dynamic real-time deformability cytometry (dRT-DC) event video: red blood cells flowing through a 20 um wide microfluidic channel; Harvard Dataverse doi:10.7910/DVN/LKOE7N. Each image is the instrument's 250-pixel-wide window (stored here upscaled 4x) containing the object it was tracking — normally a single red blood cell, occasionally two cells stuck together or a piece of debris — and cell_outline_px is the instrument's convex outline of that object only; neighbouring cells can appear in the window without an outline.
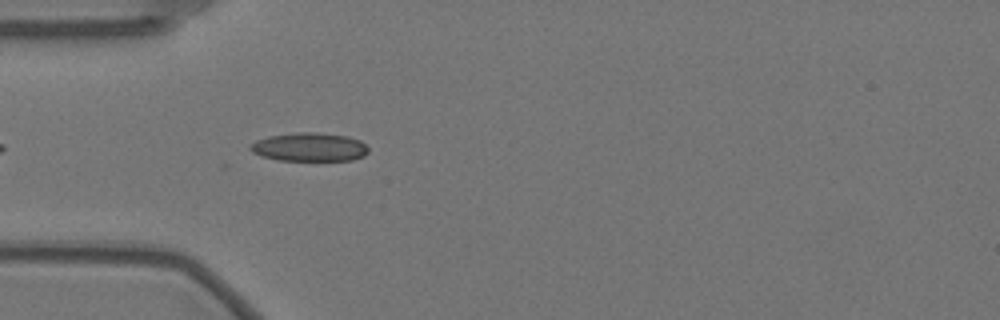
{"species": "Egyptian fruit bat (a non-hibernating species)", "species_latin": "Rousettus aegyptiacus", "temperature_condition": "warm", "stored_images_in_passage": 42, "camera_frame_rate_fps": 3000, "um_per_image_px": 0.085, "animal": {"sex": "female"}, "frame": {"image": 1, "passage_image": 4, "time_ms": 1.0, "image_size_px": [1000, 320], "cell_outline_px": [[368, 152], [364, 156], [352, 160], [280, 160], [260, 156], [252, 152], [248, 148], [248, 144], [256, 140], [268, 136], [300, 132], [316, 132], [348, 136], [360, 140], [368, 148]], "centroid_in_image_um": [26.27, 12.49], "position_along_channel_um": 58.7, "area_um2": 19.77}}
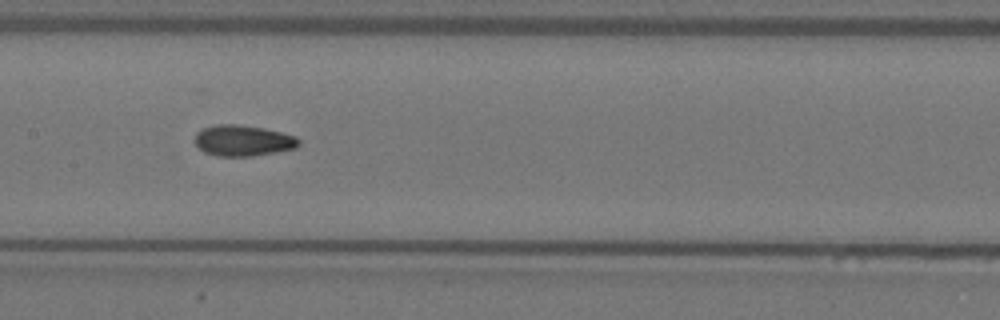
{"frame": {"image": 2, "passage_image": 15, "time_ms": 4.667, "image_size_px": [1000, 320], "cell_outline_px": [[300, 144], [296, 148], [276, 152], [252, 156], [216, 156], [204, 152], [192, 140], [196, 132], [204, 128], [216, 124], [236, 124], [264, 128], [296, 136], [300, 140]], "centroid_in_image_um": [20.64, 11.95], "position_along_channel_um": 186.8, "area_um2": 18.9}}
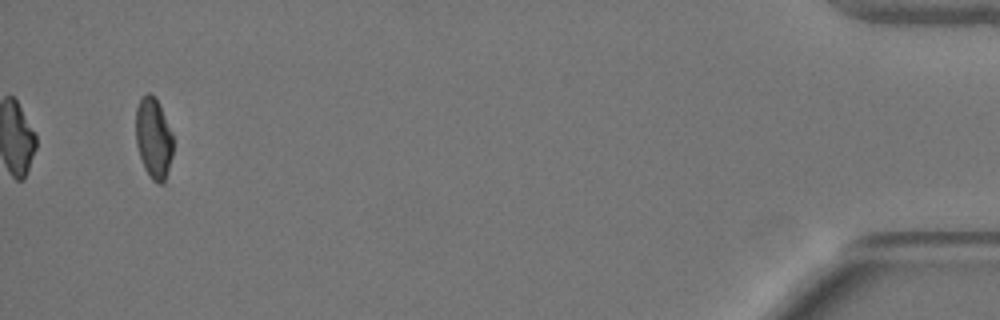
{"frame": {"image": 3, "passage_image": 42, "time_ms": 13.667, "image_size_px": [1000, 320], "cell_outline_px": [[172, 156], [164, 184], [156, 184], [152, 180], [144, 168], [136, 144], [136, 108], [140, 100], [148, 92], [152, 92], [156, 96], [172, 132]], "centroid_in_image_um": [13.05, 11.75], "position_along_channel_um": 422.1, "area_um2": 17.69}, "authors_computed_cell_mechanics": {"area_um2": 18.3515, "velocity_mm_per_s": 3.537, "shape_relaxation_time_tau1_ms": null, "shape_relaxation_time_tau2_ms": 2.3876, "deformation_change_tau1": null, "deformation_change_tau2": 0.0639}}